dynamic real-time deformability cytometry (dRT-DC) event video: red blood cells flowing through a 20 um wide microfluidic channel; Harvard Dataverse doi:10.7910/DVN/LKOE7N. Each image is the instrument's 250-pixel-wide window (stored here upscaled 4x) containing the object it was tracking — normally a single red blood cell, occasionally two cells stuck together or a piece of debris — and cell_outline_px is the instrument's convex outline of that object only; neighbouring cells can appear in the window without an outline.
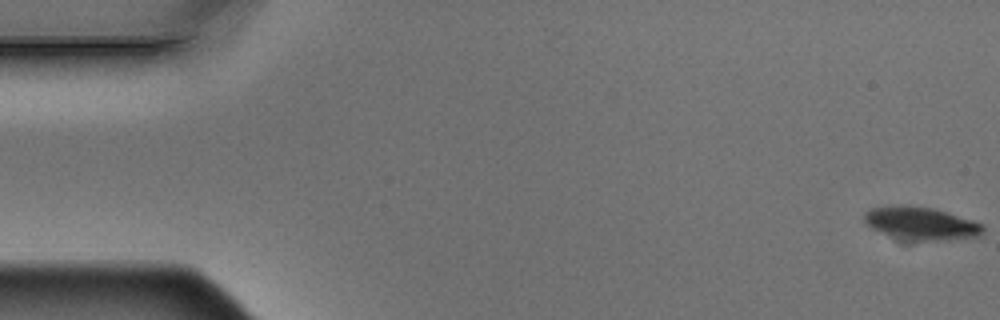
{"species": "Egyptian fruit bat (a non-hibernating species)", "species_latin": "Rousettus aegyptiacus", "temperature_condition": "warm", "stored_images_in_passage": 5, "camera_frame_rate_fps": 3000, "um_per_image_px": 0.085, "animal": {"sex": "male"}, "frame": {"image": 1, "passage_image": 1, "time_ms": 0.0, "image_size_px": [1000, 320], "cell_outline_px": [[984, 232], [980, 236], [944, 240], [896, 240], [872, 228], [864, 220], [864, 212], [872, 208], [900, 204], [932, 208], [972, 220], [984, 224]], "centroid_in_image_um": [78.26, 19.0], "position_along_channel_um": 6.7, "area_um2": 22.89}}
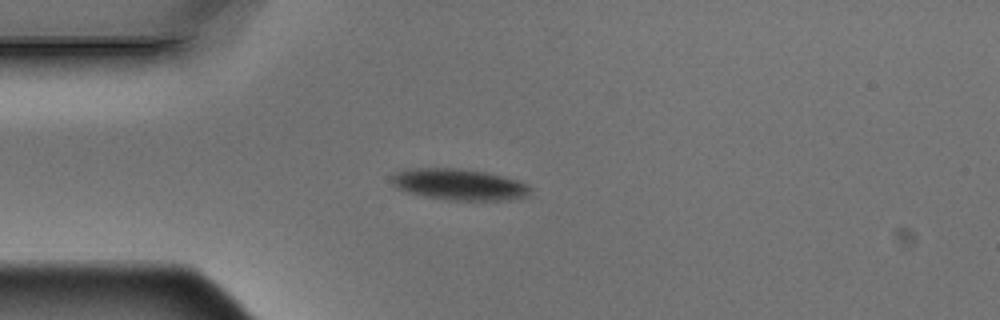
{"frame": {"image": 2, "passage_image": 5, "time_ms": 1.333, "image_size_px": [1000, 320], "cell_outline_px": [[532, 188], [528, 196], [508, 200], [448, 200], [424, 196], [408, 192], [392, 184], [392, 176], [396, 172], [404, 168], [460, 168], [484, 172], [504, 176], [528, 184]], "centroid_in_image_um": [39.04, 15.67], "position_along_channel_um": 46.0, "area_um2": 25.32}}